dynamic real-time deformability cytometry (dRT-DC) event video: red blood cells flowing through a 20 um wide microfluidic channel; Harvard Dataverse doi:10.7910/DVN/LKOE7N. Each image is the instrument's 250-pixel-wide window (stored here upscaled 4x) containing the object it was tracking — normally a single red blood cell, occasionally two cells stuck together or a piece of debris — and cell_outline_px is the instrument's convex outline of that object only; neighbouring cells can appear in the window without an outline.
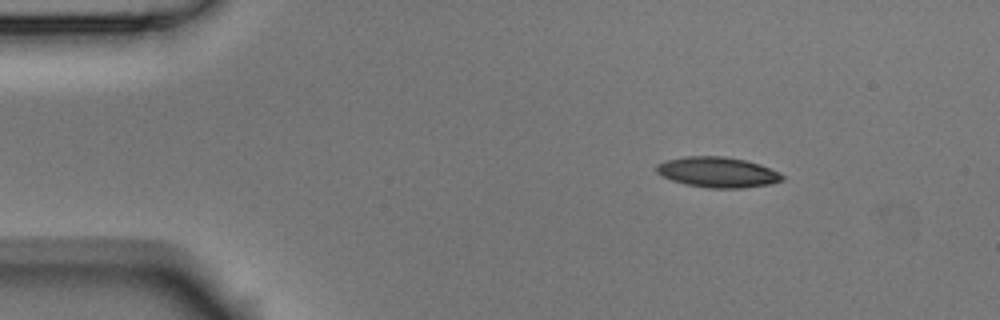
{"species": "Egyptian fruit bat (a non-hibernating species)", "species_latin": "Rousettus aegyptiacus", "temperature_condition": "room temperature", "stored_images_in_passage": 5, "camera_frame_rate_fps": 3000, "um_per_image_px": 0.085, "animal": {"sex": "male"}, "frame": {"image": 1, "passage_image": 2, "time_ms": 0.333, "image_size_px": [1000, 320], "cell_outline_px": [[784, 180], [772, 184], [740, 188], [708, 188], [684, 184], [672, 180], [656, 172], [656, 164], [664, 160], [684, 156], [724, 156], [744, 160], [760, 164], [780, 172], [784, 176]], "centroid_in_image_um": [61.0, 14.63], "position_along_channel_um": 24.0, "area_um2": 22.48}}
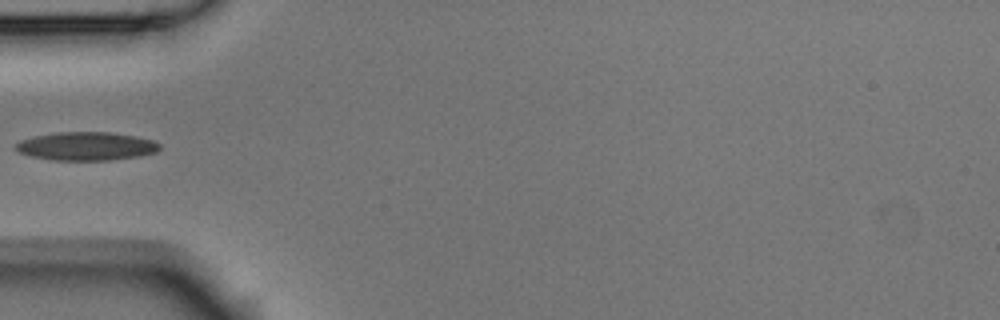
{"frame": {"image": 2, "passage_image": 5, "time_ms": 1.333, "image_size_px": [1000, 320], "cell_outline_px": [[160, 148], [156, 152], [140, 156], [108, 160], [52, 160], [32, 156], [20, 152], [12, 148], [20, 140], [36, 136], [56, 132], [108, 132], [136, 136], [152, 140], [160, 144]], "centroid_in_image_um": [7.33, 12.42], "position_along_channel_um": 77.7, "area_um2": 23.76}}